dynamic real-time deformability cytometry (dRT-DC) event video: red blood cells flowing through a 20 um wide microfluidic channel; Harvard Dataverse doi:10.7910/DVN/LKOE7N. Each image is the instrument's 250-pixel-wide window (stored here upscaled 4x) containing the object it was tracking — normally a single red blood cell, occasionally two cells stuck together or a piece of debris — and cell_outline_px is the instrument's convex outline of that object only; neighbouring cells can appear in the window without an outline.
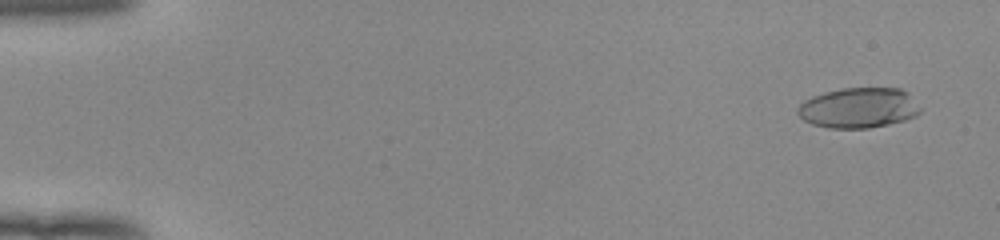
{"species": "human", "species_latin": "Homo sapiens", "temperature_condition": "room temperature", "stored_images_in_passage": 53, "camera_frame_rate_fps": 3000, "um_per_image_px": 0.085, "donor": {"sex": "female"}, "frame": {"image": 1, "passage_image": 3, "time_ms": 0.667, "image_size_px": [1000, 240], "cell_outline_px": [[920, 112], [916, 116], [904, 120], [888, 124], [868, 128], [828, 128], [812, 124], [804, 120], [796, 112], [796, 108], [804, 100], [812, 96], [824, 92], [840, 88], [900, 88], [908, 92], [920, 108]], "centroid_in_image_um": [72.96, 9.16], "position_along_channel_um": 12.0, "area_um2": 28.9}}
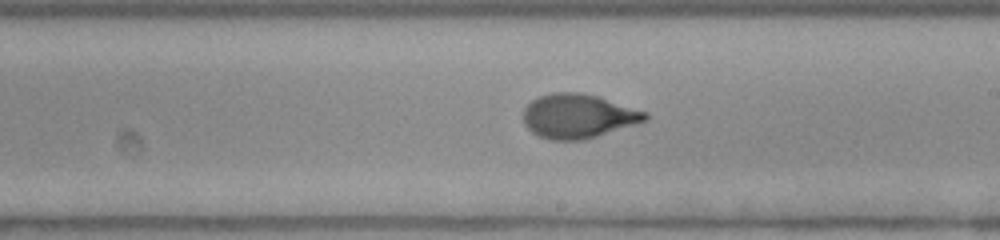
{"frame": {"image": 2, "passage_image": 32, "time_ms": 10.333, "image_size_px": [1000, 240], "cell_outline_px": [[648, 120], [584, 140], [552, 140], [540, 136], [532, 132], [524, 124], [524, 108], [532, 100], [540, 96], [552, 92], [580, 92], [596, 96], [648, 112]], "centroid_in_image_um": [49.14, 9.87], "position_along_channel_um": 239.9, "area_um2": 31.21}}
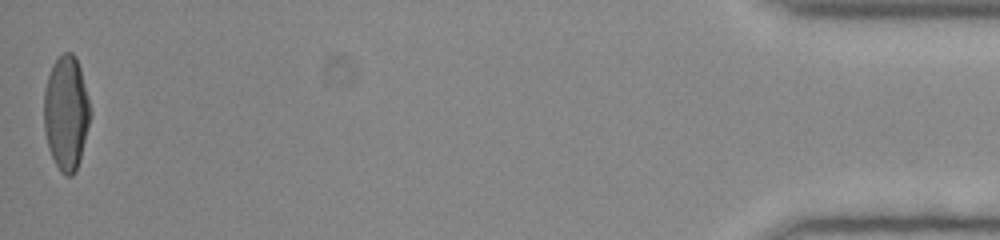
{"frame": {"image": 3, "passage_image": 53, "time_ms": 17.333, "image_size_px": [1000, 240], "cell_outline_px": [[92, 112], [80, 160], [76, 172], [72, 176], [64, 176], [60, 172], [48, 148], [44, 128], [44, 88], [52, 64], [64, 52], [72, 52], [76, 56], [80, 68]], "centroid_in_image_um": [5.63, 9.61], "position_along_channel_um": 429.6, "area_um2": 31.1}, "authors_computed_cell_mechanics": {"area_um2": 30.4606, "velocity_mm_per_s": 3.9488, "shape_relaxation_time_tau1_ms": 4.5572, "shape_relaxation_time_tau2_ms": 0.8632, "deformation_change_tau1": 0.2104, "deformation_change_tau2": 0.0572}}